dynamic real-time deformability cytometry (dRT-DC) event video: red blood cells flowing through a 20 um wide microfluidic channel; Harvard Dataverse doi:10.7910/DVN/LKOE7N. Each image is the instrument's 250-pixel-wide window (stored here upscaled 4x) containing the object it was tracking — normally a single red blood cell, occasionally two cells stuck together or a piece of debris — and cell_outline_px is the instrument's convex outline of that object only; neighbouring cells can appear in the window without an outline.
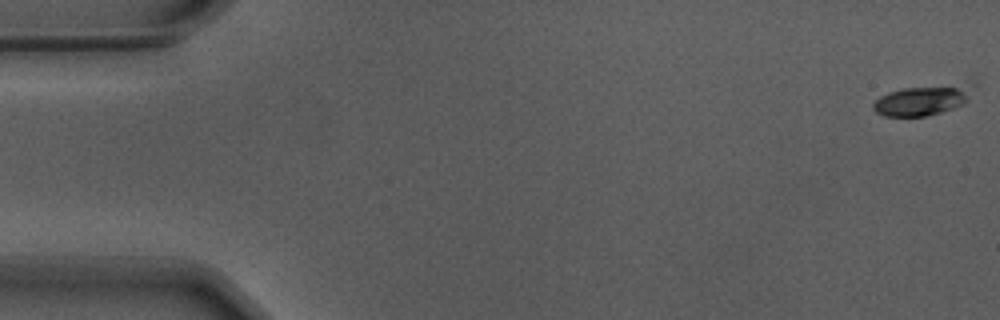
{"species": "Egyptian fruit bat (a non-hibernating species)", "species_latin": "Rousettus aegyptiacus", "temperature_condition": "warm", "stored_images_in_passage": 56, "camera_frame_rate_fps": 3000, "um_per_image_px": 0.085, "animal": {"sex": "male"}, "frame": {"image": 1, "passage_image": 1, "time_ms": 0.0, "image_size_px": [1000, 320], "cell_outline_px": [[976, 84], [968, 100], [964, 104], [940, 112], [924, 116], [884, 116], [876, 112], [872, 108], [872, 104], [880, 96], [888, 92], [904, 88], [972, 84]], "centroid_in_image_um": [78.4, 8.52], "position_along_channel_um": 6.6, "area_um2": 17.17}}
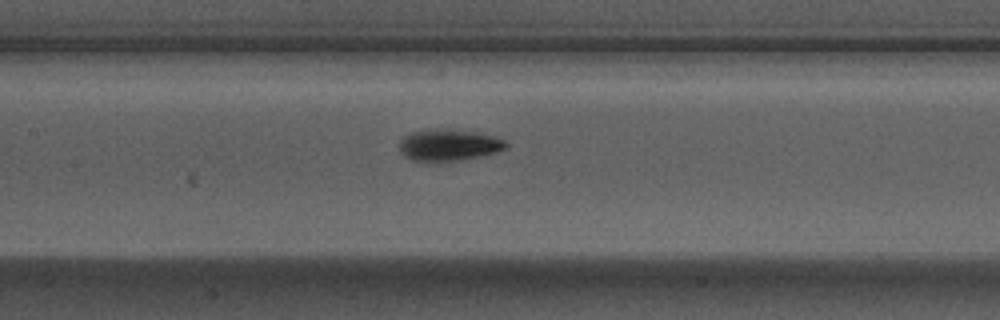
{"frame": {"image": 2, "passage_image": 26, "time_ms": 8.333, "image_size_px": [1000, 320], "cell_outline_px": [[508, 148], [496, 152], [460, 160], [436, 164], [424, 164], [412, 160], [404, 156], [400, 152], [400, 140], [404, 136], [412, 132], [428, 128], [436, 128], [468, 132], [492, 136], [504, 140], [508, 144]], "centroid_in_image_um": [38.05, 12.38], "position_along_channel_um": 169.3, "area_um2": 20.0}}
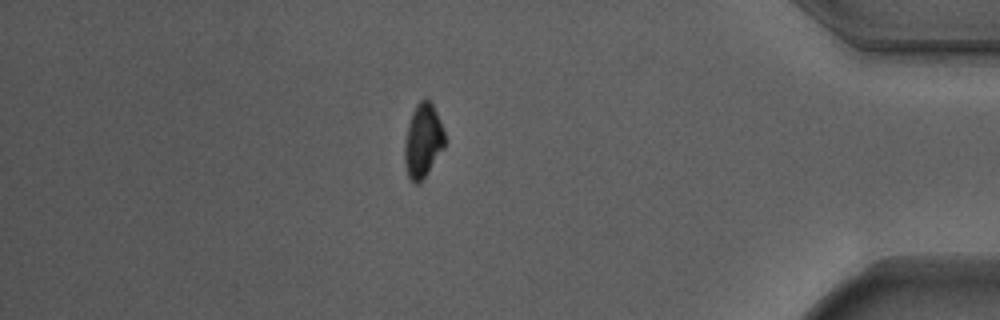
{"frame": {"image": 3, "passage_image": 48, "time_ms": 15.667, "image_size_px": [1000, 320], "cell_outline_px": [[444, 148], [428, 172], [416, 184], [408, 176], [404, 164], [404, 144], [408, 124], [412, 112], [416, 104], [424, 96], [428, 96], [440, 120], [444, 132]], "centroid_in_image_um": [35.94, 11.91], "position_along_channel_um": 399.3, "area_um2": 17.28}, "authors_computed_cell_mechanics": {"area_um2": 17.5134, "velocity_mm_per_s": 3.7025, "shape_relaxation_time_tau1_ms": 2.032, "shape_relaxation_time_tau2_ms": null, "deformation_change_tau1": 0.1519, "deformation_change_tau2": null}}